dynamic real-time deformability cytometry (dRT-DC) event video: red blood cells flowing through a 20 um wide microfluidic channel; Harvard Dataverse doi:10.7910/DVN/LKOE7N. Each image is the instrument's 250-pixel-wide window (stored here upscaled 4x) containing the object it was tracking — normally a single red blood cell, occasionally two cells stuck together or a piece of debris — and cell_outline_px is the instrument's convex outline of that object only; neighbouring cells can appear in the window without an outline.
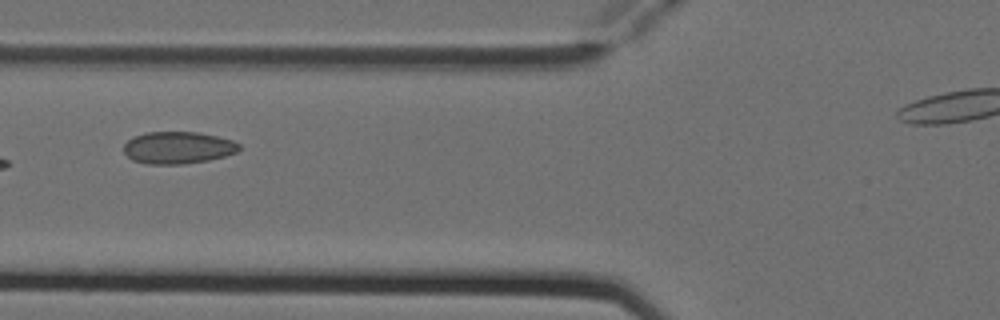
{"species": "Egyptian fruit bat (a non-hibernating species)", "species_latin": "Rousettus aegyptiacus", "temperature_condition": "cold", "stored_images_in_passage": 4, "camera_frame_rate_fps": 3000, "um_per_image_px": 0.085, "animal": {"sex": "female"}, "frame": {"image": 1, "passage_image": 4, "time_ms": 1.0, "image_size_px": [1000, 320], "cell_outline_px": [[240, 148], [236, 152], [224, 156], [208, 160], [184, 164], [144, 164], [132, 160], [124, 152], [124, 144], [132, 136], [144, 132], [196, 132], [216, 136], [232, 140], [240, 144]], "centroid_in_image_um": [15.09, 12.55], "position_along_channel_um": 110.7, "area_um2": 21.68}}